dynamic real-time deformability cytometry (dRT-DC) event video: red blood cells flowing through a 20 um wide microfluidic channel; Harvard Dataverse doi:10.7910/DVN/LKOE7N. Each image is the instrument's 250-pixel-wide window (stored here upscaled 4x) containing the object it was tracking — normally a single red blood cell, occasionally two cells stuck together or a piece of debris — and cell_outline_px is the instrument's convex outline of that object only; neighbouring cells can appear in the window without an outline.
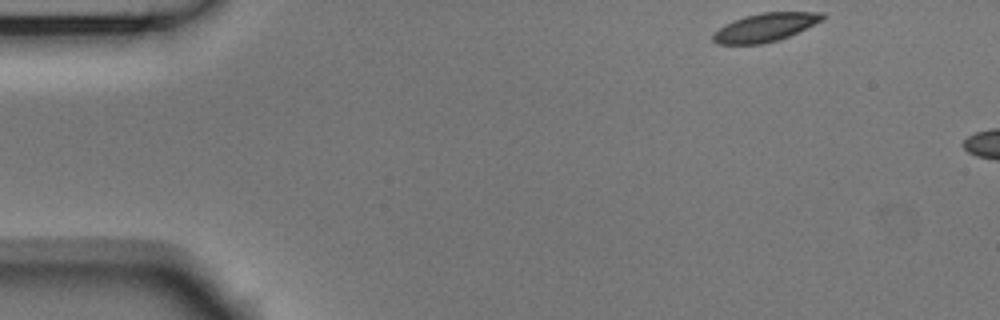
{"species": "Egyptian fruit bat (a non-hibernating species)", "species_latin": "Rousettus aegyptiacus", "temperature_condition": "room temperature", "stored_images_in_passage": 5, "camera_frame_rate_fps": 3000, "um_per_image_px": 0.085, "animal": {"sex": "male"}, "frame": {"image": 1, "passage_image": 1, "time_ms": 0.0, "image_size_px": [1000, 320], "cell_outline_px": [[824, 16], [820, 20], [788, 36], [776, 40], [760, 44], [716, 44], [712, 40], [712, 36], [724, 24], [732, 20], [744, 16], [760, 12], [824, 12]], "centroid_in_image_um": [64.96, 2.32], "position_along_channel_um": 20.0, "area_um2": 17.74}}